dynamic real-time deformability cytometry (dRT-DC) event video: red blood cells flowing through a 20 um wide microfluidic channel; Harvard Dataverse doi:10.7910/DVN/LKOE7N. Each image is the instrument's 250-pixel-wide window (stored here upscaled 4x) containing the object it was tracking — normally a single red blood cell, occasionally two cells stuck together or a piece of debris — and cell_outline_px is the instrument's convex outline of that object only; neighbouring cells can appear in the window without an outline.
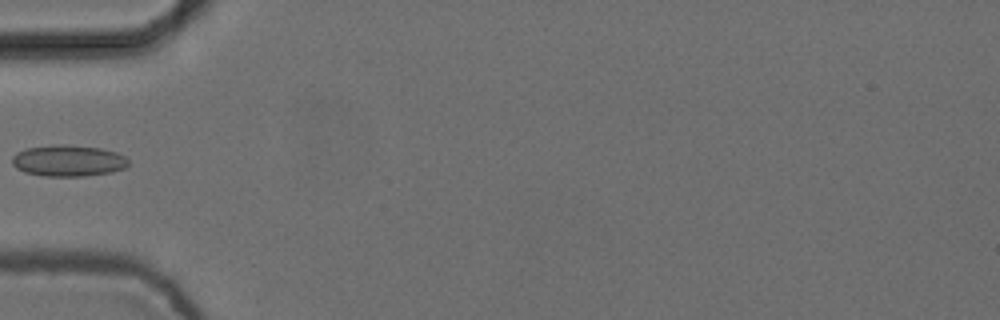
{"species": "common noctule bat (a hibernating species)", "species_latin": "Nyctalus noctula", "temperature_condition": "cold", "stored_images_in_passage": 6, "camera_frame_rate_fps": 3000, "um_per_image_px": 0.085, "animal": {"sex": "female", "body_mass_g": 24.6, "forearm_length_mm": 56.2}, "frame": {"image": 1, "passage_image": 6, "time_ms": 1.667, "image_size_px": [1000, 320], "cell_outline_px": [[128, 164], [124, 168], [112, 172], [84, 176], [44, 176], [24, 172], [16, 168], [12, 164], [12, 156], [16, 152], [28, 148], [64, 144], [100, 148], [116, 152], [124, 156], [128, 160]], "centroid_in_image_um": [5.79, 13.67], "position_along_channel_um": 79.2, "area_um2": 21.15}}